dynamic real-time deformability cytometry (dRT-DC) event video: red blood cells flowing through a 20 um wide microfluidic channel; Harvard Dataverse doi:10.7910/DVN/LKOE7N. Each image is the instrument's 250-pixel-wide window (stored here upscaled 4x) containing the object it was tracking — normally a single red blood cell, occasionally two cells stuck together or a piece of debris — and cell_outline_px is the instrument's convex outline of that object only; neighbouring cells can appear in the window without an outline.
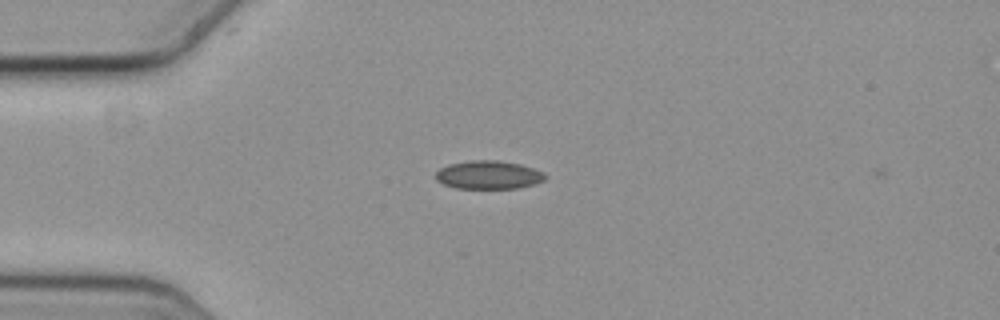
{"species": "common noctule bat (a hibernating species)", "species_latin": "Nyctalus noctula", "temperature_condition": "cold", "stored_images_in_passage": 45, "camera_frame_rate_fps": 3000, "um_per_image_px": 0.085, "animal": {"sex": "female", "body_mass_g": 19.3, "forearm_length_mm": 54.1}, "frame": {"image": 1, "passage_image": 3, "time_ms": 0.667, "image_size_px": [1000, 320], "cell_outline_px": [[544, 180], [536, 184], [516, 188], [456, 188], [444, 184], [436, 180], [436, 172], [440, 168], [448, 164], [468, 160], [496, 160], [520, 164], [532, 168], [540, 172], [544, 176]], "centroid_in_image_um": [41.47, 14.86], "position_along_channel_um": 43.5, "area_um2": 17.92}}
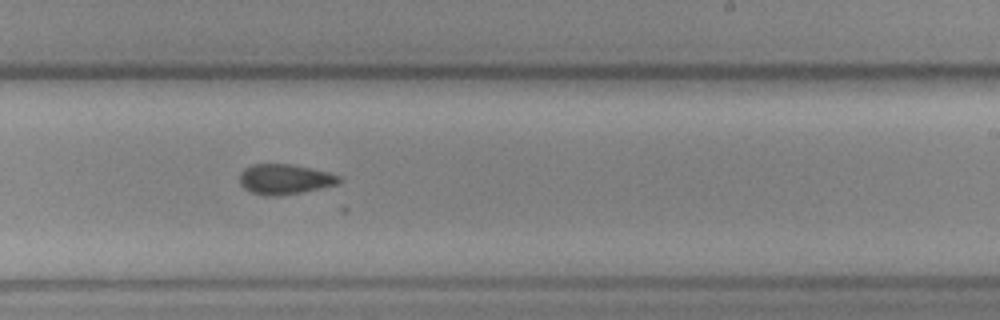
{"frame": {"image": 2, "passage_image": 23, "time_ms": 7.333, "image_size_px": [1000, 320], "cell_outline_px": [[340, 184], [304, 192], [280, 196], [264, 196], [252, 192], [244, 188], [240, 184], [240, 172], [244, 168], [252, 164], [288, 164], [328, 172], [340, 176]], "centroid_in_image_um": [24.2, 15.25], "position_along_channel_um": 264.8, "area_um2": 17.57}}
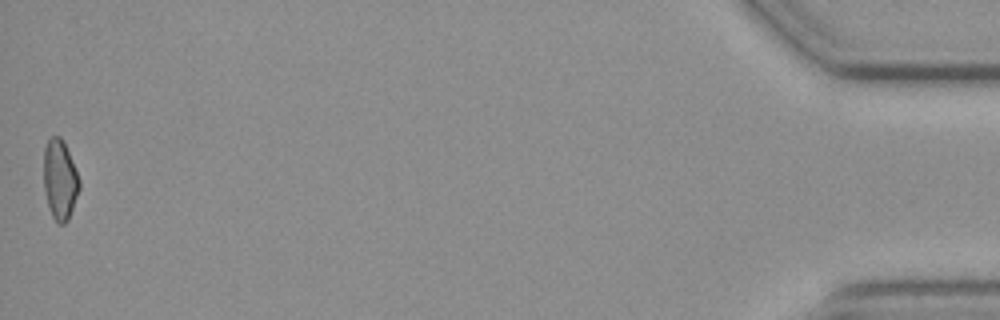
{"frame": {"image": 3, "passage_image": 45, "time_ms": 14.667, "image_size_px": [1000, 320], "cell_outline_px": [[80, 188], [68, 220], [64, 224], [56, 224], [52, 216], [48, 204], [44, 188], [44, 148], [48, 140], [52, 136], [60, 136], [64, 140], [80, 180]], "centroid_in_image_um": [5.1, 15.27], "position_along_channel_um": 430.1, "area_um2": 16.65}}